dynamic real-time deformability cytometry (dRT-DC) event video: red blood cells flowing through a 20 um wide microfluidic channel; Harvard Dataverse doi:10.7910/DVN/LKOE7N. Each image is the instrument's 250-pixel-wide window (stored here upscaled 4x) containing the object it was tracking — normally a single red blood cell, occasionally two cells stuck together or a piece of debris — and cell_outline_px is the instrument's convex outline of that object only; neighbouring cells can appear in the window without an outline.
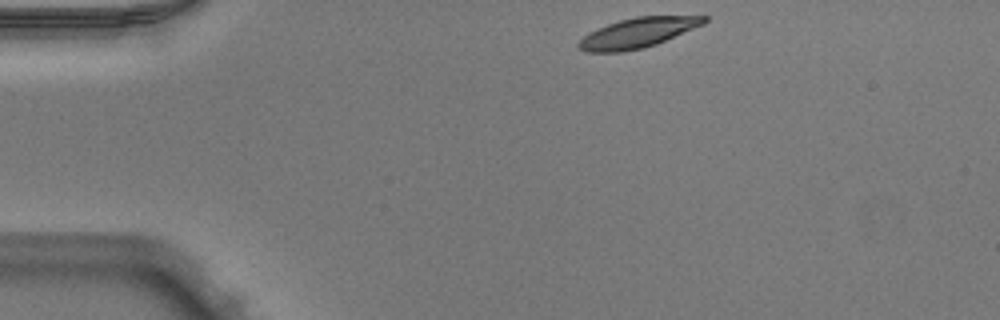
{"species": "Egyptian fruit bat (a non-hibernating species)", "species_latin": "Rousettus aegyptiacus", "temperature_condition": "warm", "stored_images_in_passage": 43, "camera_frame_rate_fps": 3000, "um_per_image_px": 0.085, "animal": {"sex": "male"}, "frame": {"image": 1, "passage_image": 1, "time_ms": 0.0, "image_size_px": [1000, 320], "cell_outline_px": [[708, 20], [704, 24], [656, 44], [644, 48], [624, 52], [584, 52], [576, 44], [584, 36], [608, 24], [620, 20], [636, 16], [708, 16]], "centroid_in_image_um": [54.22, 2.8], "position_along_channel_um": 30.8, "area_um2": 21.62}}
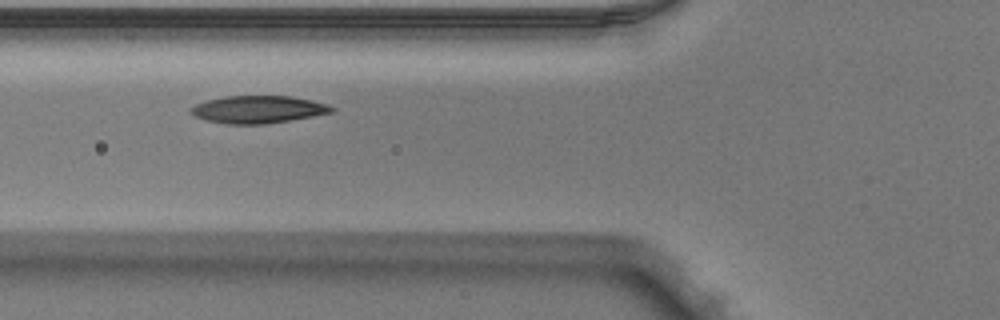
{"frame": {"image": 2, "passage_image": 11, "time_ms": 3.333, "image_size_px": [1000, 320], "cell_outline_px": [[336, 108], [332, 112], [292, 120], [264, 124], [228, 124], [208, 120], [196, 116], [188, 112], [188, 108], [196, 104], [208, 100], [224, 96], [292, 96], [312, 100], [328, 104]], "centroid_in_image_um": [21.95, 9.29], "position_along_channel_um": 103.9, "area_um2": 22.54}}
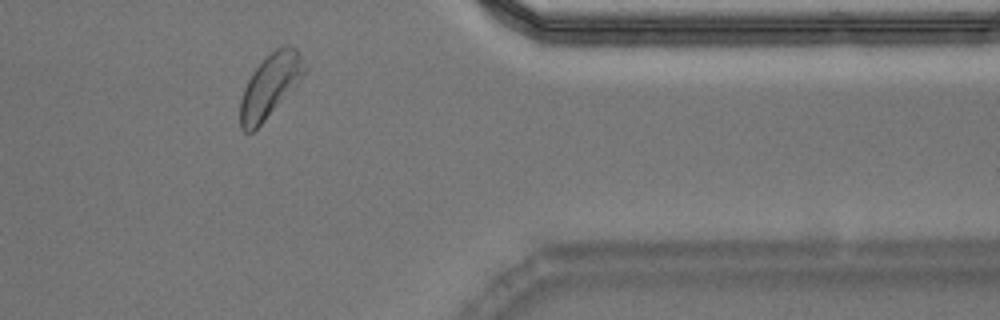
{"frame": {"image": 3, "passage_image": 34, "time_ms": 11.0, "image_size_px": [1000, 320], "cell_outline_px": [[308, 68], [300, 80], [264, 120], [252, 132], [244, 132], [240, 128], [240, 100], [244, 88], [252, 72], [276, 48], [284, 44], [288, 44], [296, 48]], "centroid_in_image_um": [22.96, 7.26], "position_along_channel_um": 388.4, "area_um2": 23.24}, "authors_computed_cell_mechanics": {"area_um2": 23.0044, "velocity_mm_per_s": 3.9181, "shape_relaxation_time_tau1_ms": 3.5943, "shape_relaxation_time_tau2_ms": 6.9616, "deformation_change_tau1": 0.1504, "deformation_change_tau2": 0.1359}}